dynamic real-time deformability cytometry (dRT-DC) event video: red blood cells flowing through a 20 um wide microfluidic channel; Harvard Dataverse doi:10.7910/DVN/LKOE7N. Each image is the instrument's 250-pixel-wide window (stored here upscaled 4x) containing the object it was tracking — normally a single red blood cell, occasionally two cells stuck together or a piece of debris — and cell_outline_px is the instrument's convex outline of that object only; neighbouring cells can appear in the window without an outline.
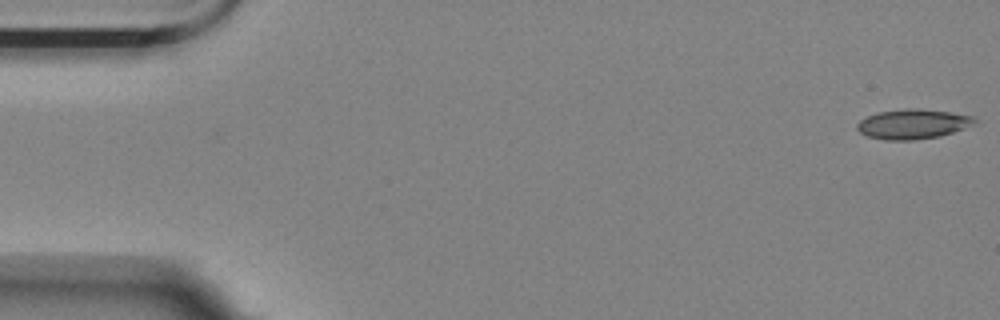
{"species": "Egyptian fruit bat (a non-hibernating species)", "species_latin": "Rousettus aegyptiacus", "temperature_condition": "room temperature", "stored_images_in_passage": 5, "camera_frame_rate_fps": 3000, "um_per_image_px": 0.085, "animal": {"sex": "female"}, "frame": {"image": 1, "passage_image": 1, "time_ms": 0.0, "image_size_px": [1000, 320], "cell_outline_px": [[976, 120], [964, 128], [940, 136], [912, 140], [884, 140], [868, 136], [860, 132], [856, 128], [856, 124], [860, 120], [868, 116], [880, 112], [908, 108], [920, 108], [948, 112], [972, 116]], "centroid_in_image_um": [77.54, 10.54], "position_along_channel_um": 7.5, "area_um2": 20.06}}